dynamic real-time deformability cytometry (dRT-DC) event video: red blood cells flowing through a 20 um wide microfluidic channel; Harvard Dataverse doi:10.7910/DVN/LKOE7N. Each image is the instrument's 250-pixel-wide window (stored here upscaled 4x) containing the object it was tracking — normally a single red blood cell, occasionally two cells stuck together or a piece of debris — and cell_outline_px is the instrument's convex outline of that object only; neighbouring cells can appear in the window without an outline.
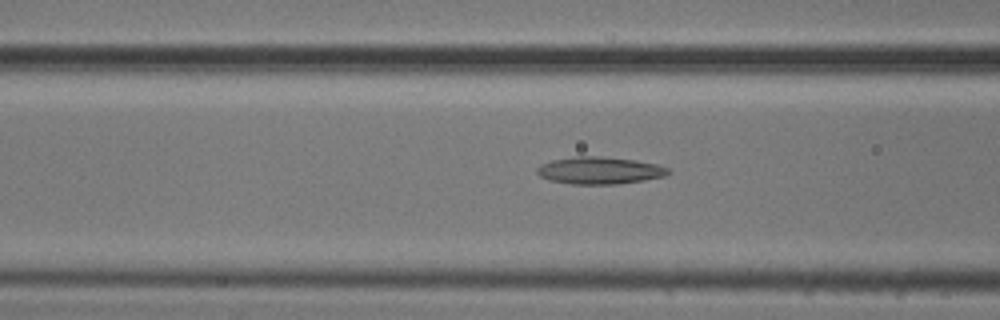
{"species": "common noctule bat (a hibernating species)", "species_latin": "Nyctalus noctula", "temperature_condition": "cold", "stored_images_in_passage": 43, "camera_frame_rate_fps": 3000, "um_per_image_px": 0.085, "animal": {"sex": "male", "body_mass_g": 20.5, "forearm_length_mm": 52.5}, "frame": {"image": 1, "passage_image": 21, "time_ms": 6.667, "image_size_px": [1000, 320], "cell_outline_px": [[672, 172], [664, 176], [644, 180], [616, 184], [572, 184], [548, 180], [540, 176], [536, 172], [536, 168], [540, 164], [552, 160], [576, 156], [600, 156], [636, 160], [656, 164], [668, 168]], "centroid_in_image_um": [50.94, 14.49], "position_along_channel_um": 115.7, "area_um2": 20.87}}
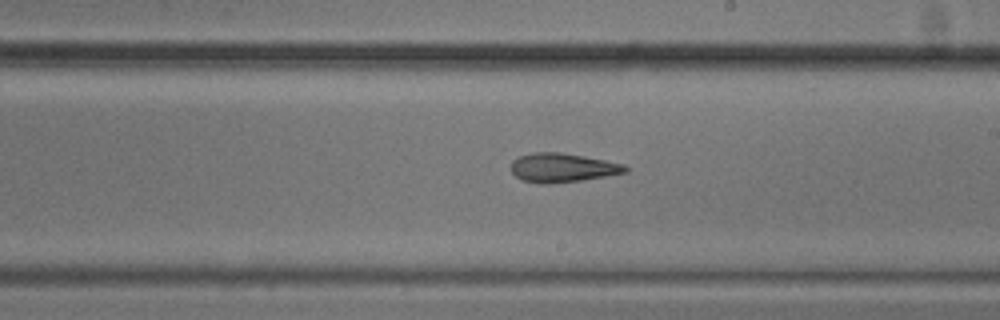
{"frame": {"image": 2, "passage_image": 31, "time_ms": 10.0, "image_size_px": [1000, 320], "cell_outline_px": [[628, 172], [608, 176], [580, 180], [548, 184], [544, 184], [520, 180], [512, 172], [512, 160], [516, 156], [532, 152], [560, 152], [584, 156], [624, 164], [628, 168]], "centroid_in_image_um": [47.79, 14.25], "position_along_channel_um": 241.2, "area_um2": 19.42}}
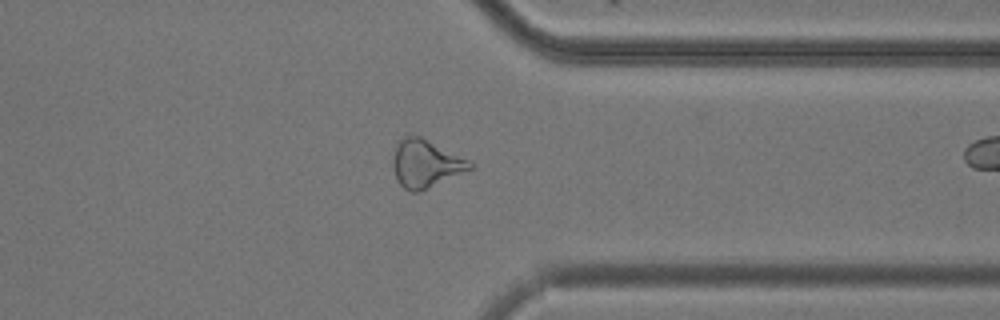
{"frame": {"image": 3, "passage_image": 42, "time_ms": 13.667, "image_size_px": [1000, 320], "cell_outline_px": [[476, 164], [472, 168], [416, 192], [412, 192], [404, 188], [396, 180], [392, 164], [392, 156], [400, 140], [404, 136], [420, 136]], "centroid_in_image_um": [36.14, 13.9], "position_along_channel_um": 375.3, "area_um2": 20.81}}